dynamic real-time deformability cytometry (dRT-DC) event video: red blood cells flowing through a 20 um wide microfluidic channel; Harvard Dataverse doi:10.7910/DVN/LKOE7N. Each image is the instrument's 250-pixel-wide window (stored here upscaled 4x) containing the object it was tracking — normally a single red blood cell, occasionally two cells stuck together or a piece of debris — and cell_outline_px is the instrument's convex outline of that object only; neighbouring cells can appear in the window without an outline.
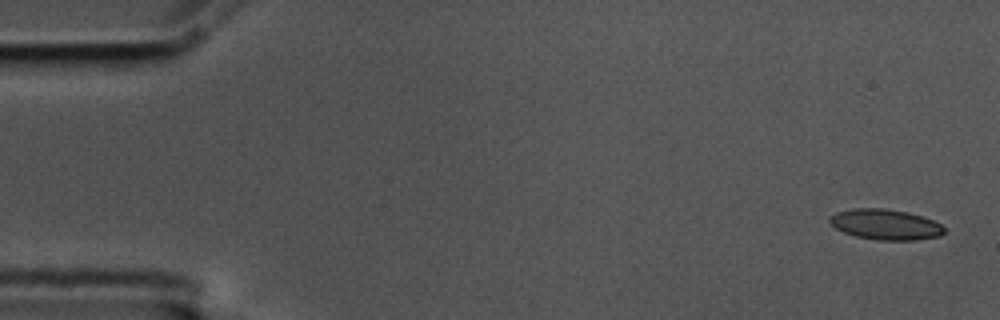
{"species": "common noctule bat (a hibernating species)", "species_latin": "Nyctalus noctula", "temperature_condition": "cold", "stored_images_in_passage": 55, "camera_frame_rate_fps": 3000, "um_per_image_px": 0.085, "animal": {"sex": "male", "body_mass_g": 17.5, "forearm_length_mm": 52.3}, "frame": {"image": 1, "passage_image": 1, "time_ms": 0.0, "image_size_px": [1000, 320], "cell_outline_px": [[944, 232], [940, 236], [916, 240], [876, 240], [856, 236], [844, 232], [836, 228], [828, 220], [836, 212], [852, 208], [884, 208], [908, 212], [932, 220], [940, 224], [944, 228]], "centroid_in_image_um": [75.26, 19.08], "position_along_channel_um": 9.7, "area_um2": 20.23}}
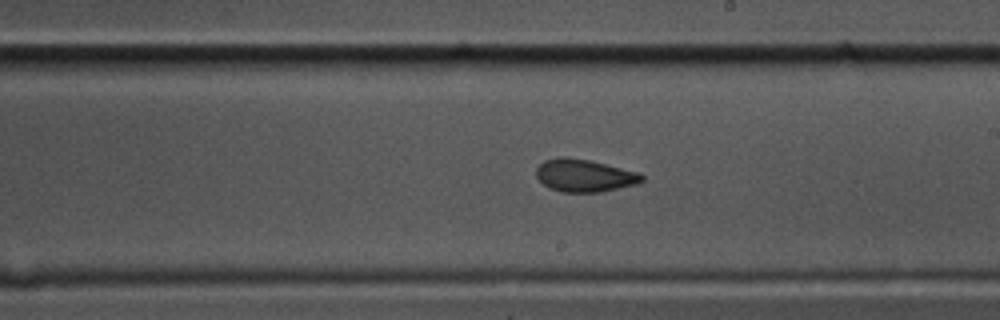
{"frame": {"image": 2, "passage_image": 31, "time_ms": 10.0, "image_size_px": [1000, 320], "cell_outline_px": [[644, 180], [636, 184], [600, 192], [560, 192], [544, 184], [536, 176], [536, 168], [544, 160], [560, 156], [564, 156], [588, 160], [640, 172], [644, 176]], "centroid_in_image_um": [49.68, 14.91], "position_along_channel_um": 239.3, "area_um2": 20.0}}
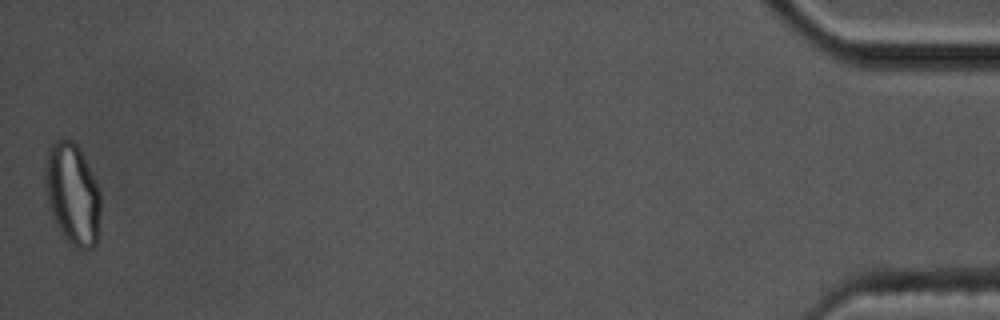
{"frame": {"image": 3, "passage_image": 55, "time_ms": 18.0, "image_size_px": [1000, 320], "cell_outline_px": [[100, 212], [96, 244], [92, 248], [84, 252], [68, 244], [48, 204], [44, 180], [44, 172], [48, 148], [56, 140], [72, 140], [76, 144], [100, 192]], "centroid_in_image_um": [6.15, 16.54], "position_along_channel_um": 429.0, "area_um2": 32.37}, "authors_computed_cell_mechanics": {"area_um2": 20.23, "velocity_mm_per_s": 3.5596, "shape_relaxation_time_tau1_ms": null, "shape_relaxation_time_tau2_ms": 1.8104, "deformation_change_tau1": null, "deformation_change_tau2": 0.0706}}